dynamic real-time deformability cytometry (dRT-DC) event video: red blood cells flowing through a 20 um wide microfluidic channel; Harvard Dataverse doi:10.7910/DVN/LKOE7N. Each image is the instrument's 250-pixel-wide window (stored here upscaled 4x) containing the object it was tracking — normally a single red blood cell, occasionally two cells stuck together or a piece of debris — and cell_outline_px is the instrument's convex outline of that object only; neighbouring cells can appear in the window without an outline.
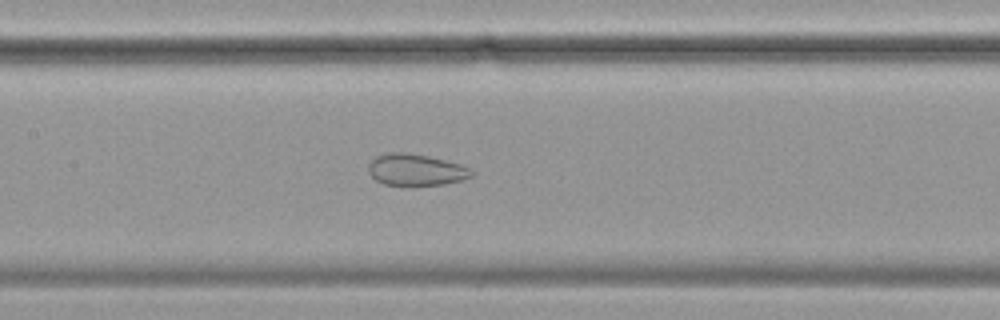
{"species": "common noctule bat (a hibernating species)", "species_latin": "Nyctalus noctula", "temperature_condition": "cold", "stored_images_in_passage": 57, "camera_frame_rate_fps": 3000, "um_per_image_px": 0.085, "animal": {"sex": "female", "body_mass_g": 19.9}, "frame": {"image": 1, "passage_image": 27, "time_ms": 8.667, "image_size_px": [1000, 320], "cell_outline_px": [[476, 172], [472, 176], [464, 180], [444, 184], [384, 184], [376, 180], [368, 172], [368, 164], [376, 156], [392, 152], [404, 152], [428, 156], [460, 164]], "centroid_in_image_um": [35.36, 14.42], "position_along_channel_um": 172.0, "area_um2": 18.73}}
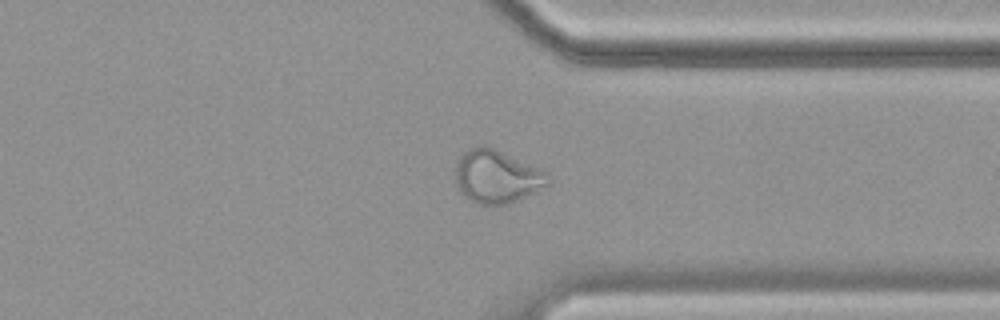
{"frame": {"image": 2, "passage_image": 44, "time_ms": 14.333, "image_size_px": [1000, 320], "cell_outline_px": [[552, 180], [548, 184], [508, 204], [476, 204], [468, 200], [456, 188], [456, 164], [460, 156], [464, 152], [480, 144], [484, 144], [540, 168], [548, 172]], "centroid_in_image_um": [42.2, 15.0], "position_along_channel_um": 369.2, "area_um2": 28.61}}
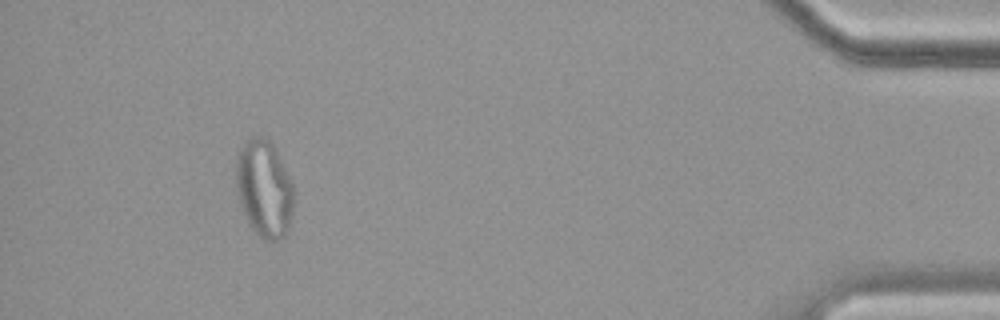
{"frame": {"image": 3, "passage_image": 53, "time_ms": 17.333, "image_size_px": [1000, 320], "cell_outline_px": [[292, 208], [288, 228], [284, 240], [264, 240], [252, 228], [244, 212], [240, 200], [236, 184], [236, 160], [240, 148], [248, 140], [256, 136], [268, 136], [292, 180]], "centroid_in_image_um": [22.46, 16.01], "position_along_channel_um": 412.7, "area_um2": 32.31}, "authors_computed_cell_mechanics": {"area_um2": 28.7266, "velocity_mm_per_s": 3.5092, "shape_relaxation_time_tau1_ms": null, "shape_relaxation_time_tau2_ms": 1.4314, "deformation_change_tau1": null, "deformation_change_tau2": 0.0666}}